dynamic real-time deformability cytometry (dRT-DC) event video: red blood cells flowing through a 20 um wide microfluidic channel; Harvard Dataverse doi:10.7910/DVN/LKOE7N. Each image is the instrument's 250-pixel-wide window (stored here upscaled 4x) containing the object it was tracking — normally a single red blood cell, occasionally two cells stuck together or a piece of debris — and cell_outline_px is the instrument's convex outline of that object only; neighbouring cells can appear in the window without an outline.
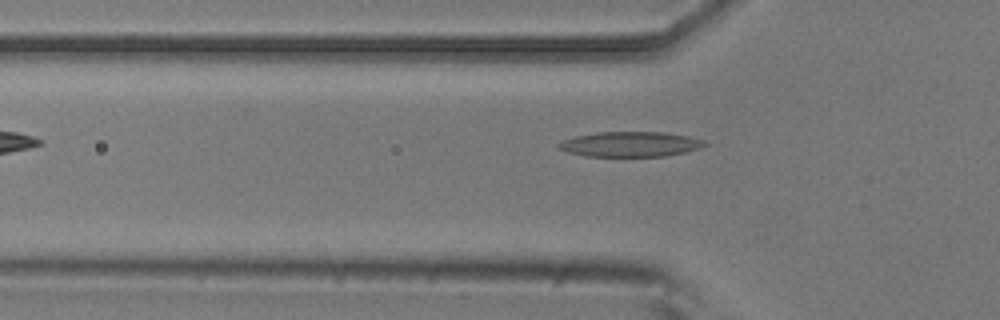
{"species": "common noctule bat (a hibernating species)", "species_latin": "Nyctalus noctula", "temperature_condition": "room temperature", "stored_images_in_passage": 3, "camera_frame_rate_fps": 3000, "um_per_image_px": 0.085, "animal": {"sex": "male", "body_mass_g": 20.5, "forearm_length_mm": 52.5}, "frame": {"image": 1, "passage_image": 3, "time_ms": 0.667, "image_size_px": [1000, 320], "cell_outline_px": [[708, 144], [700, 148], [684, 152], [664, 156], [584, 156], [568, 152], [560, 148], [556, 144], [564, 140], [576, 136], [596, 132], [664, 132], [688, 136], [704, 140]], "centroid_in_image_um": [53.59, 12.25], "position_along_channel_um": 72.2, "area_um2": 21.21}}